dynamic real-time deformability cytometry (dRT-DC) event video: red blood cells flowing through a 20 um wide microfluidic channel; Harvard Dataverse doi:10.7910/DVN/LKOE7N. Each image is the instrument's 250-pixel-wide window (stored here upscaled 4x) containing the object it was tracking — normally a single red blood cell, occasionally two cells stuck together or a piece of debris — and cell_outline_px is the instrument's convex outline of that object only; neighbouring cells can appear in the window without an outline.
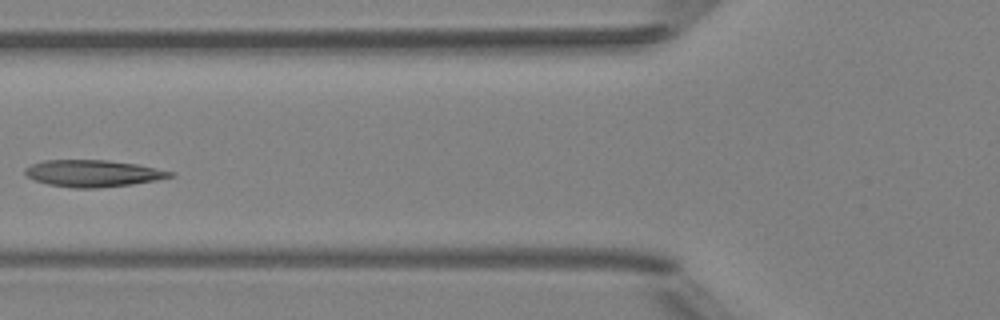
{"species": "Egyptian fruit bat (a non-hibernating species)", "species_latin": "Rousettus aegyptiacus", "temperature_condition": "room temperature", "stored_images_in_passage": 6, "camera_frame_rate_fps": 3000, "um_per_image_px": 0.085, "animal": {"sex": "female"}, "frame": {"image": 1, "passage_image": 6, "time_ms": 5.667, "image_size_px": [1000, 320], "cell_outline_px": [[176, 176], [156, 180], [132, 184], [96, 188], [72, 188], [48, 184], [24, 176], [24, 168], [32, 164], [44, 160], [108, 160], [136, 164], [176, 172]], "centroid_in_image_um": [7.91, 14.73], "position_along_channel_um": 117.9, "area_um2": 22.77}}